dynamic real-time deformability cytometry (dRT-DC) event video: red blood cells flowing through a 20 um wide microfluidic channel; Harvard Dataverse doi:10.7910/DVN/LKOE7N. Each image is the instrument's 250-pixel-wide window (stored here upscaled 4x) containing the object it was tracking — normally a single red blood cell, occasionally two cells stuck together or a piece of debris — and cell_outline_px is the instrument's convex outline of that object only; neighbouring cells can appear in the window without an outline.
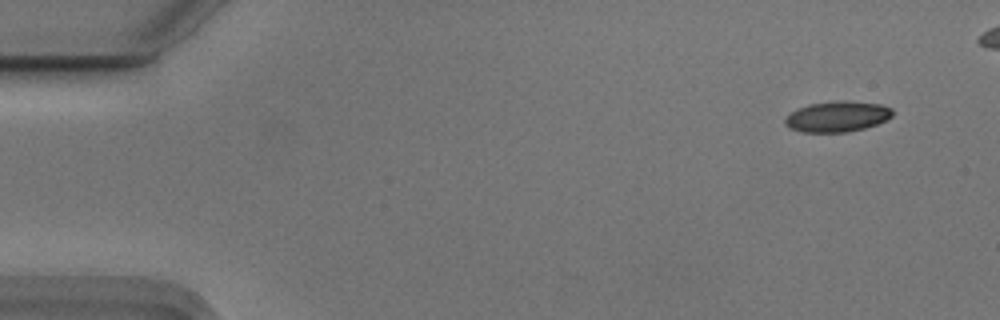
{"species": "Egyptian fruit bat (a non-hibernating species)", "species_latin": "Rousettus aegyptiacus", "temperature_condition": "cold", "stored_images_in_passage": 48, "camera_frame_rate_fps": 3000, "um_per_image_px": 0.085, "animal": {"sex": "male"}, "frame": {"image": 1, "passage_image": 1, "time_ms": 0.0, "image_size_px": [1000, 320], "cell_outline_px": [[892, 116], [876, 124], [864, 128], [848, 132], [804, 132], [792, 128], [784, 124], [784, 120], [792, 112], [808, 104], [880, 104], [892, 108]], "centroid_in_image_um": [71.15, 9.97], "position_along_channel_um": 13.9, "area_um2": 17.86}}
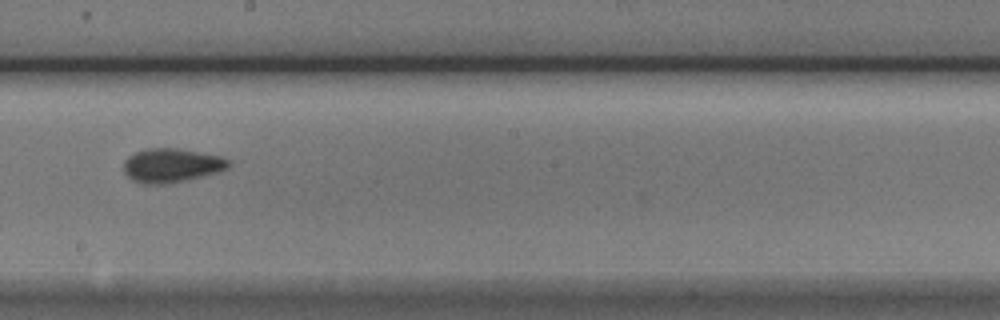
{"frame": {"image": 2, "passage_image": 28, "time_ms": 9.0, "image_size_px": [1000, 320], "cell_outline_px": [[228, 168], [216, 172], [168, 184], [144, 184], [132, 180], [124, 172], [124, 160], [128, 156], [136, 152], [148, 148], [180, 148], [220, 156], [228, 160]], "centroid_in_image_um": [14.53, 14.05], "position_along_channel_um": 233.7, "area_um2": 20.58}}
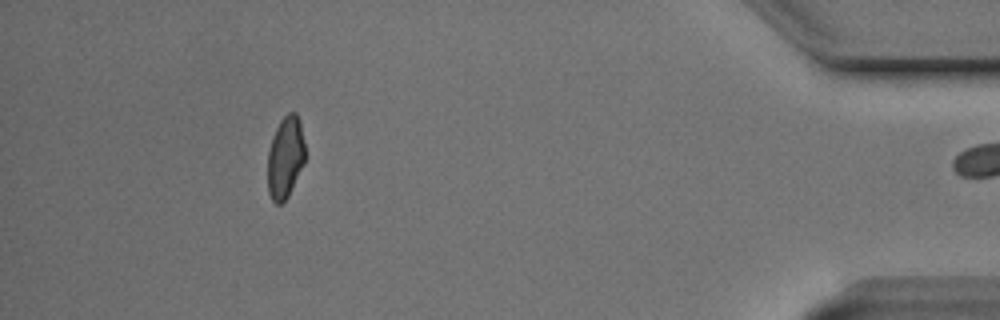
{"frame": {"image": 3, "passage_image": 47, "time_ms": 15.333, "image_size_px": [1000, 320], "cell_outline_px": [[304, 164], [288, 196], [280, 204], [276, 204], [272, 200], [268, 192], [268, 152], [276, 128], [280, 120], [288, 112], [296, 112], [300, 120], [304, 144]], "centroid_in_image_um": [24.25, 13.37], "position_along_channel_um": 410.9, "area_um2": 17.74}}